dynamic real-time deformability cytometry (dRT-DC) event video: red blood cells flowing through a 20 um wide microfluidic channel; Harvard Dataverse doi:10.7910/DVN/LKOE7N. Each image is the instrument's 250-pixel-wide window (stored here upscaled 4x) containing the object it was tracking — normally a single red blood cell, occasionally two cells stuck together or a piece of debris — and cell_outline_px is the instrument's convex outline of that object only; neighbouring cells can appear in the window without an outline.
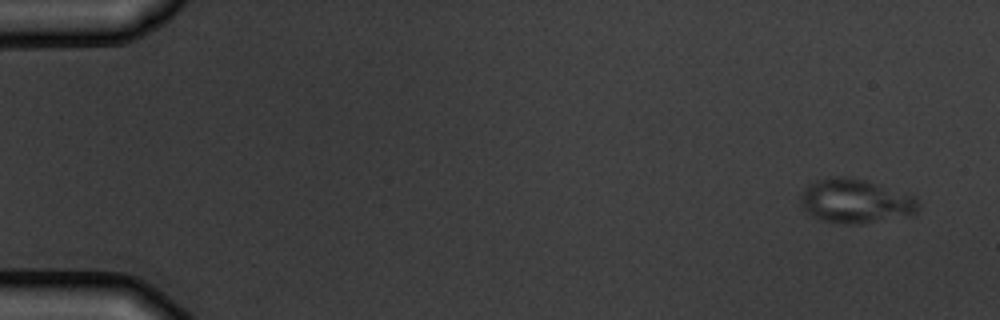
{"species": "common noctule bat (a hibernating species)", "species_latin": "Nyctalus noctula", "temperature_condition": "warm", "stored_images_in_passage": 5, "camera_frame_rate_fps": 3000, "um_per_image_px": 0.085, "animal": {"sex": "male", "body_mass_g": 19.5, "forearm_length_mm": 54.6}, "frame": {"image": 1, "passage_image": 1, "time_ms": 0.0, "image_size_px": [1000, 320], "cell_outline_px": [[920, 208], [912, 216], [860, 224], [840, 224], [820, 220], [808, 212], [800, 204], [800, 192], [808, 184], [816, 180], [832, 176], [848, 176], [868, 180], [916, 196], [920, 204]], "centroid_in_image_um": [72.75, 17.09], "position_along_channel_um": 12.3, "area_um2": 31.1}}